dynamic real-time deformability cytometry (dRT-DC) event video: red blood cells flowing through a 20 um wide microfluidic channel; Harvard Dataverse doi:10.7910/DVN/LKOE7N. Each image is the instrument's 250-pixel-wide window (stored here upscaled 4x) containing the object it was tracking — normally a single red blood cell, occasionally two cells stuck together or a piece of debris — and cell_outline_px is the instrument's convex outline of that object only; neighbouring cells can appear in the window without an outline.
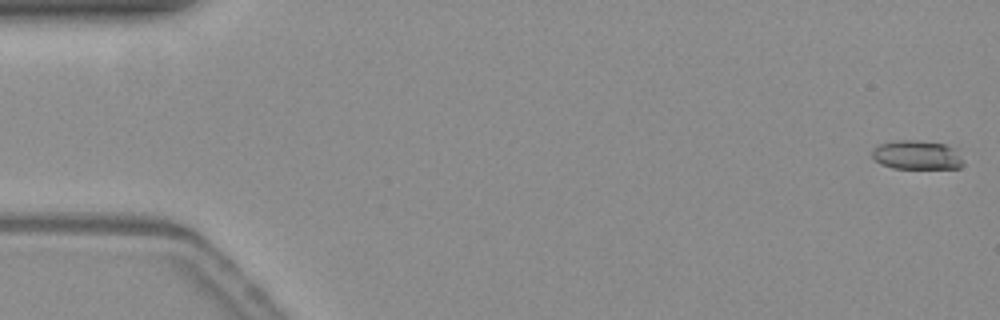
{"species": "common noctule bat (a hibernating species)", "species_latin": "Nyctalus noctula", "temperature_condition": "warm", "stored_images_in_passage": 15, "camera_frame_rate_fps": 3000, "um_per_image_px": 0.085, "animal": {"sex": "female", "body_mass_g": 19.3, "forearm_length_mm": 54.1}, "frame": {"image": 1, "passage_image": 1, "time_ms": 0.0, "image_size_px": [1000, 320], "cell_outline_px": [[964, 164], [960, 168], [892, 168], [880, 164], [872, 156], [872, 148], [880, 144], [900, 140], [916, 140], [944, 144], [952, 148], [964, 160]], "centroid_in_image_um": [77.92, 13.18], "position_along_channel_um": 7.1, "area_um2": 15.32}}